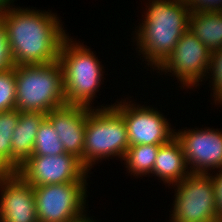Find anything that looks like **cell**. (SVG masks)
<instances>
[{
  "instance_id": "24",
  "label": "cell",
  "mask_w": 222,
  "mask_h": 222,
  "mask_svg": "<svg viewBox=\"0 0 222 222\" xmlns=\"http://www.w3.org/2000/svg\"><path fill=\"white\" fill-rule=\"evenodd\" d=\"M215 174L214 175L212 174V176H213L215 189H216L218 213H219L220 219H222V170L218 171V173L216 171Z\"/></svg>"
},
{
  "instance_id": "12",
  "label": "cell",
  "mask_w": 222,
  "mask_h": 222,
  "mask_svg": "<svg viewBox=\"0 0 222 222\" xmlns=\"http://www.w3.org/2000/svg\"><path fill=\"white\" fill-rule=\"evenodd\" d=\"M0 222H38L34 188L17 172L0 174Z\"/></svg>"
},
{
  "instance_id": "1",
  "label": "cell",
  "mask_w": 222,
  "mask_h": 222,
  "mask_svg": "<svg viewBox=\"0 0 222 222\" xmlns=\"http://www.w3.org/2000/svg\"><path fill=\"white\" fill-rule=\"evenodd\" d=\"M55 14L14 6L0 15L15 66L47 64L58 60L62 42L68 33Z\"/></svg>"
},
{
  "instance_id": "16",
  "label": "cell",
  "mask_w": 222,
  "mask_h": 222,
  "mask_svg": "<svg viewBox=\"0 0 222 222\" xmlns=\"http://www.w3.org/2000/svg\"><path fill=\"white\" fill-rule=\"evenodd\" d=\"M189 30L211 52L222 49V11L191 12Z\"/></svg>"
},
{
  "instance_id": "20",
  "label": "cell",
  "mask_w": 222,
  "mask_h": 222,
  "mask_svg": "<svg viewBox=\"0 0 222 222\" xmlns=\"http://www.w3.org/2000/svg\"><path fill=\"white\" fill-rule=\"evenodd\" d=\"M16 79L15 67L0 72V112L15 109Z\"/></svg>"
},
{
  "instance_id": "3",
  "label": "cell",
  "mask_w": 222,
  "mask_h": 222,
  "mask_svg": "<svg viewBox=\"0 0 222 222\" xmlns=\"http://www.w3.org/2000/svg\"><path fill=\"white\" fill-rule=\"evenodd\" d=\"M58 61L63 72L66 104L92 108L104 78V67L98 57L87 45L73 41L68 35L62 42Z\"/></svg>"
},
{
  "instance_id": "4",
  "label": "cell",
  "mask_w": 222,
  "mask_h": 222,
  "mask_svg": "<svg viewBox=\"0 0 222 222\" xmlns=\"http://www.w3.org/2000/svg\"><path fill=\"white\" fill-rule=\"evenodd\" d=\"M16 104L19 112L47 114L66 104L63 72L53 63L15 66Z\"/></svg>"
},
{
  "instance_id": "14",
  "label": "cell",
  "mask_w": 222,
  "mask_h": 222,
  "mask_svg": "<svg viewBox=\"0 0 222 222\" xmlns=\"http://www.w3.org/2000/svg\"><path fill=\"white\" fill-rule=\"evenodd\" d=\"M45 118V113L20 112V118L11 140L12 172H16L32 156L38 129Z\"/></svg>"
},
{
  "instance_id": "25",
  "label": "cell",
  "mask_w": 222,
  "mask_h": 222,
  "mask_svg": "<svg viewBox=\"0 0 222 222\" xmlns=\"http://www.w3.org/2000/svg\"><path fill=\"white\" fill-rule=\"evenodd\" d=\"M15 0H0V15L14 7Z\"/></svg>"
},
{
  "instance_id": "6",
  "label": "cell",
  "mask_w": 222,
  "mask_h": 222,
  "mask_svg": "<svg viewBox=\"0 0 222 222\" xmlns=\"http://www.w3.org/2000/svg\"><path fill=\"white\" fill-rule=\"evenodd\" d=\"M175 197L170 222H214L220 219L211 174L190 173L172 185Z\"/></svg>"
},
{
  "instance_id": "2",
  "label": "cell",
  "mask_w": 222,
  "mask_h": 222,
  "mask_svg": "<svg viewBox=\"0 0 222 222\" xmlns=\"http://www.w3.org/2000/svg\"><path fill=\"white\" fill-rule=\"evenodd\" d=\"M142 23L134 33L138 55L156 70L189 29L191 10L186 0H148ZM141 53V54H139Z\"/></svg>"
},
{
  "instance_id": "19",
  "label": "cell",
  "mask_w": 222,
  "mask_h": 222,
  "mask_svg": "<svg viewBox=\"0 0 222 222\" xmlns=\"http://www.w3.org/2000/svg\"><path fill=\"white\" fill-rule=\"evenodd\" d=\"M65 153L58 133L50 121L45 118L36 135L32 156H53Z\"/></svg>"
},
{
  "instance_id": "22",
  "label": "cell",
  "mask_w": 222,
  "mask_h": 222,
  "mask_svg": "<svg viewBox=\"0 0 222 222\" xmlns=\"http://www.w3.org/2000/svg\"><path fill=\"white\" fill-rule=\"evenodd\" d=\"M15 67V63L10 51V44L7 38L5 25L0 18V72L7 71Z\"/></svg>"
},
{
  "instance_id": "9",
  "label": "cell",
  "mask_w": 222,
  "mask_h": 222,
  "mask_svg": "<svg viewBox=\"0 0 222 222\" xmlns=\"http://www.w3.org/2000/svg\"><path fill=\"white\" fill-rule=\"evenodd\" d=\"M130 100L121 99L112 105L123 116L130 146L162 145L175 136V129H171L172 125L162 112Z\"/></svg>"
},
{
  "instance_id": "8",
  "label": "cell",
  "mask_w": 222,
  "mask_h": 222,
  "mask_svg": "<svg viewBox=\"0 0 222 222\" xmlns=\"http://www.w3.org/2000/svg\"><path fill=\"white\" fill-rule=\"evenodd\" d=\"M210 59L211 51L188 29L156 73L175 76L181 88H197L199 82L207 80Z\"/></svg>"
},
{
  "instance_id": "18",
  "label": "cell",
  "mask_w": 222,
  "mask_h": 222,
  "mask_svg": "<svg viewBox=\"0 0 222 222\" xmlns=\"http://www.w3.org/2000/svg\"><path fill=\"white\" fill-rule=\"evenodd\" d=\"M19 118L16 109L0 112V174L12 172L11 140Z\"/></svg>"
},
{
  "instance_id": "21",
  "label": "cell",
  "mask_w": 222,
  "mask_h": 222,
  "mask_svg": "<svg viewBox=\"0 0 222 222\" xmlns=\"http://www.w3.org/2000/svg\"><path fill=\"white\" fill-rule=\"evenodd\" d=\"M211 74V75H210ZM210 75V76H209ZM212 76V77H211ZM212 83V92L211 96L214 97L215 105H222V49L218 51L211 52L210 66L208 70L207 79Z\"/></svg>"
},
{
  "instance_id": "13",
  "label": "cell",
  "mask_w": 222,
  "mask_h": 222,
  "mask_svg": "<svg viewBox=\"0 0 222 222\" xmlns=\"http://www.w3.org/2000/svg\"><path fill=\"white\" fill-rule=\"evenodd\" d=\"M46 118L58 133L65 153L75 155L83 165L87 107L65 104L49 111Z\"/></svg>"
},
{
  "instance_id": "27",
  "label": "cell",
  "mask_w": 222,
  "mask_h": 222,
  "mask_svg": "<svg viewBox=\"0 0 222 222\" xmlns=\"http://www.w3.org/2000/svg\"><path fill=\"white\" fill-rule=\"evenodd\" d=\"M214 222H222V219H219V220H217V221H214Z\"/></svg>"
},
{
  "instance_id": "11",
  "label": "cell",
  "mask_w": 222,
  "mask_h": 222,
  "mask_svg": "<svg viewBox=\"0 0 222 222\" xmlns=\"http://www.w3.org/2000/svg\"><path fill=\"white\" fill-rule=\"evenodd\" d=\"M184 129L175 130V136L181 143L190 173L210 174L213 170V174L214 169L222 170V130Z\"/></svg>"
},
{
  "instance_id": "23",
  "label": "cell",
  "mask_w": 222,
  "mask_h": 222,
  "mask_svg": "<svg viewBox=\"0 0 222 222\" xmlns=\"http://www.w3.org/2000/svg\"><path fill=\"white\" fill-rule=\"evenodd\" d=\"M191 12L222 11V0H186Z\"/></svg>"
},
{
  "instance_id": "10",
  "label": "cell",
  "mask_w": 222,
  "mask_h": 222,
  "mask_svg": "<svg viewBox=\"0 0 222 222\" xmlns=\"http://www.w3.org/2000/svg\"><path fill=\"white\" fill-rule=\"evenodd\" d=\"M31 186L87 182L89 171L73 154L31 156L16 171Z\"/></svg>"
},
{
  "instance_id": "5",
  "label": "cell",
  "mask_w": 222,
  "mask_h": 222,
  "mask_svg": "<svg viewBox=\"0 0 222 222\" xmlns=\"http://www.w3.org/2000/svg\"><path fill=\"white\" fill-rule=\"evenodd\" d=\"M100 107H87L83 166L88 171L111 156L123 160L130 146L123 116L112 104Z\"/></svg>"
},
{
  "instance_id": "15",
  "label": "cell",
  "mask_w": 222,
  "mask_h": 222,
  "mask_svg": "<svg viewBox=\"0 0 222 222\" xmlns=\"http://www.w3.org/2000/svg\"><path fill=\"white\" fill-rule=\"evenodd\" d=\"M151 174L157 176L163 184H168V187L179 183L190 174L183 148L176 136L160 145Z\"/></svg>"
},
{
  "instance_id": "26",
  "label": "cell",
  "mask_w": 222,
  "mask_h": 222,
  "mask_svg": "<svg viewBox=\"0 0 222 222\" xmlns=\"http://www.w3.org/2000/svg\"><path fill=\"white\" fill-rule=\"evenodd\" d=\"M97 220H93V218H90L88 214H84L82 217L78 218L77 220H74L73 222H96Z\"/></svg>"
},
{
  "instance_id": "17",
  "label": "cell",
  "mask_w": 222,
  "mask_h": 222,
  "mask_svg": "<svg viewBox=\"0 0 222 222\" xmlns=\"http://www.w3.org/2000/svg\"><path fill=\"white\" fill-rule=\"evenodd\" d=\"M160 145L129 146L123 158V164L130 175L150 176Z\"/></svg>"
},
{
  "instance_id": "7",
  "label": "cell",
  "mask_w": 222,
  "mask_h": 222,
  "mask_svg": "<svg viewBox=\"0 0 222 222\" xmlns=\"http://www.w3.org/2000/svg\"><path fill=\"white\" fill-rule=\"evenodd\" d=\"M87 182L33 187L38 222H73L85 213Z\"/></svg>"
}]
</instances>
